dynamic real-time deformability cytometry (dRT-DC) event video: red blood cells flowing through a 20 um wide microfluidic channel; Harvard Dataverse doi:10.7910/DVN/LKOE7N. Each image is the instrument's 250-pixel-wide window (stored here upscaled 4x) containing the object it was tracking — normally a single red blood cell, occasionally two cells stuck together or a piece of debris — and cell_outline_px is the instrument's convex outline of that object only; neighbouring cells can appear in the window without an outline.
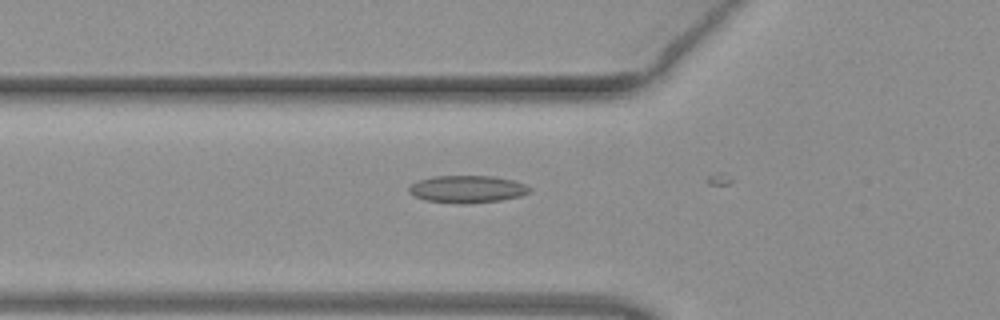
{"species": "common noctule bat (a hibernating species)", "species_latin": "Nyctalus noctula", "temperature_condition": "warm", "stored_images_in_passage": 6, "camera_frame_rate_fps": 3000, "um_per_image_px": 0.085, "animal": {"sex": "female", "body_mass_g": 19.3, "forearm_length_mm": 54.1}, "frame": {"image": 1, "passage_image": 5, "time_ms": 1.333, "image_size_px": [1000, 320], "cell_outline_px": [[532, 192], [520, 196], [500, 200], [468, 204], [460, 204], [424, 200], [412, 196], [408, 192], [408, 188], [412, 184], [420, 180], [436, 176], [492, 176], [512, 180], [524, 184], [532, 188]], "centroid_in_image_um": [39.71, 16.09], "position_along_channel_um": 86.1, "area_um2": 19.31}}